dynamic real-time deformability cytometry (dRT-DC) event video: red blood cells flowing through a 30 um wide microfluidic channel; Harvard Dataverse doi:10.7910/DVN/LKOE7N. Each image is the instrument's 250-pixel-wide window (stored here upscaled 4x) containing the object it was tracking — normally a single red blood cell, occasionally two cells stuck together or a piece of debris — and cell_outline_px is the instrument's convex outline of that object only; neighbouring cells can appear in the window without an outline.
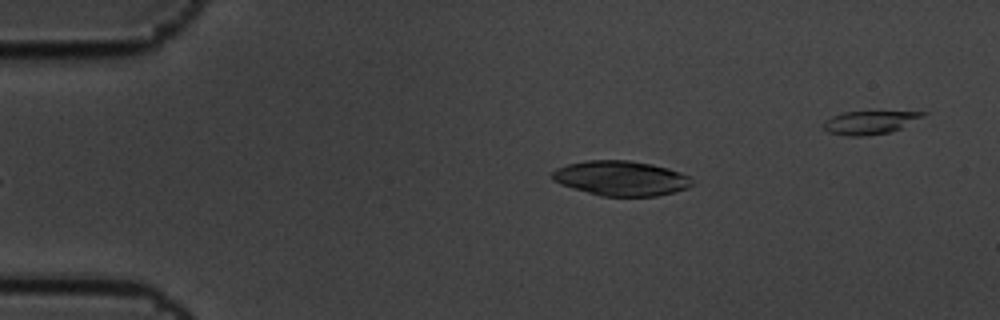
{"species": "common noctule bat (a hibernating species)", "species_latin": "Nyctalus noctula", "temperature_condition": "cold", "stored_images_in_passage": 5, "camera_frame_rate_fps": 3000, "um_per_image_px": 0.085, "animal": {"sex": "male", "body_mass_g": 19.5, "forearm_length_mm": 54.6}, "frame": {"image": 1, "passage_image": 5, "time_ms": 1.333, "image_size_px": [1000, 320], "cell_outline_px": [[692, 184], [688, 188], [676, 192], [656, 196], [600, 196], [572, 188], [560, 184], [552, 180], [552, 172], [556, 168], [568, 164], [584, 160], [628, 160], [652, 164], [668, 168], [680, 172], [688, 176], [692, 180]], "centroid_in_image_um": [52.77, 15.15], "position_along_channel_um": 32.2, "area_um2": 28.55}}